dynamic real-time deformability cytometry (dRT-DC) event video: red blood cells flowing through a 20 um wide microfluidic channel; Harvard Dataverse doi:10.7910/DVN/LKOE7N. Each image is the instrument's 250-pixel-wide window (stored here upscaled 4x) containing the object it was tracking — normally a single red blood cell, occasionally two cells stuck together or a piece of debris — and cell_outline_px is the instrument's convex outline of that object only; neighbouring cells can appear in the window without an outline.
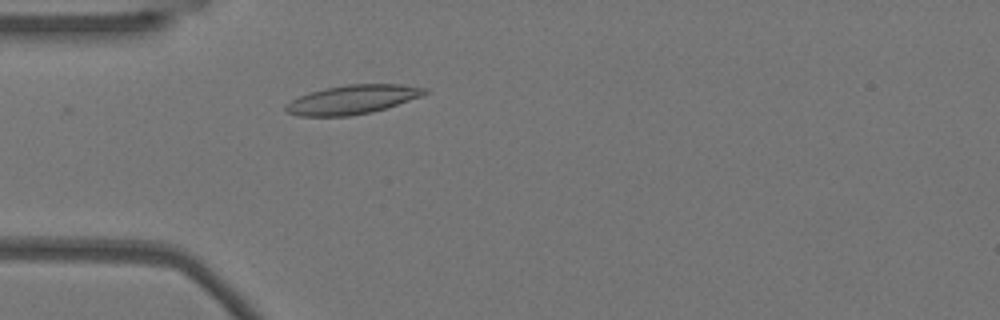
{"species": "Egyptian fruit bat (a non-hibernating species)", "species_latin": "Rousettus aegyptiacus", "temperature_condition": "warm", "stored_images_in_passage": 39, "camera_frame_rate_fps": 3000, "um_per_image_px": 0.085, "animal": {"sex": "female"}, "frame": {"image": 1, "passage_image": 1, "time_ms": 0.0, "image_size_px": [1000, 320], "cell_outline_px": [[428, 92], [420, 96], [372, 112], [348, 116], [300, 116], [288, 112], [284, 108], [284, 104], [300, 96], [324, 88], [348, 84], [400, 84], [428, 88]], "centroid_in_image_um": [29.94, 8.45], "position_along_channel_um": 55.1, "area_um2": 23.18}}
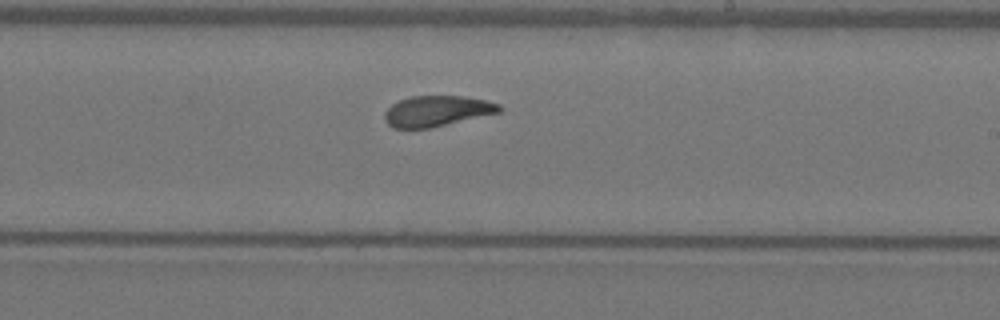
{"frame": {"image": 2, "passage_image": 17, "time_ms": 5.333, "image_size_px": [1000, 320], "cell_outline_px": [[504, 108], [500, 112], [428, 128], [392, 128], [384, 120], [384, 112], [392, 104], [400, 100], [412, 96], [464, 96], [484, 100], [500, 104]], "centroid_in_image_um": [37.12, 9.43], "position_along_channel_um": 251.9, "area_um2": 20.35}}
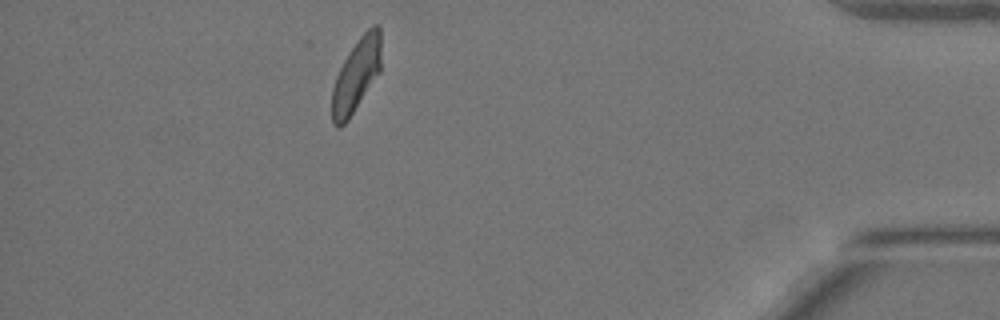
{"frame": {"image": 3, "passage_image": 33, "time_ms": 10.667, "image_size_px": [1000, 320], "cell_outline_px": [[380, 72], [348, 120], [340, 128], [336, 128], [332, 124], [332, 88], [336, 76], [344, 60], [360, 36], [372, 24], [380, 24]], "centroid_in_image_um": [30.28, 6.41], "position_along_channel_um": 404.9, "area_um2": 20.87}, "authors_computed_cell_mechanics": {"area_um2": 21.1548, "velocity_mm_per_s": 3.8038, "shape_relaxation_time_tau1_ms": 5.5768, "shape_relaxation_time_tau2_ms": 1.3896, "deformation_change_tau1": 0.1583, "deformation_change_tau2": 0.0808}}